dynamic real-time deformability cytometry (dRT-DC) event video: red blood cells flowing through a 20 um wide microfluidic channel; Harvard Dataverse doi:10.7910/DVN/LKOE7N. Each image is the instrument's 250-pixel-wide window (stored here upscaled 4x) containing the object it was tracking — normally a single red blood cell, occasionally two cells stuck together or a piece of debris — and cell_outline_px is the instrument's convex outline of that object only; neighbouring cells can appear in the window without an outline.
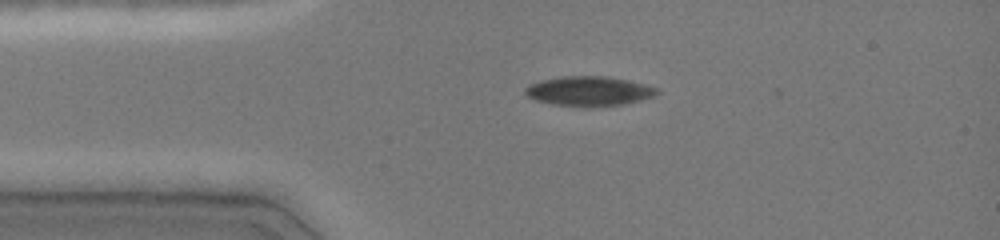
{"species": "common noctule bat (a hibernating species)", "species_latin": "Nyctalus noctula", "temperature_condition": "cold", "stored_images_in_passage": 39, "camera_frame_rate_fps": 3000, "um_per_image_px": 0.085, "animal": {"sex": "female", "body_mass_g": 19.0, "forearm_length_mm": 51.5}, "frame": {"image": 1, "passage_image": 2, "time_ms": 0.333, "image_size_px": [1000, 240], "cell_outline_px": [[660, 92], [656, 96], [624, 104], [584, 108], [552, 104], [536, 100], [528, 96], [524, 92], [524, 88], [528, 84], [540, 80], [560, 76], [608, 76], [628, 80], [644, 84], [656, 88]], "centroid_in_image_um": [50.04, 7.75], "position_along_channel_um": 35.0, "area_um2": 23.12}}
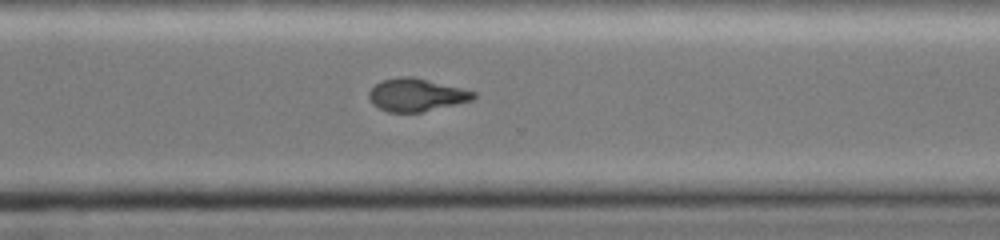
{"frame": {"image": 2, "passage_image": 26, "time_ms": 8.333, "image_size_px": [1000, 240], "cell_outline_px": [[476, 96], [472, 100], [456, 104], [420, 112], [388, 112], [372, 104], [368, 96], [368, 92], [380, 80], [396, 76], [416, 76], [476, 92]], "centroid_in_image_um": [35.36, 8.04], "position_along_channel_um": 335.2, "area_um2": 20.11}}
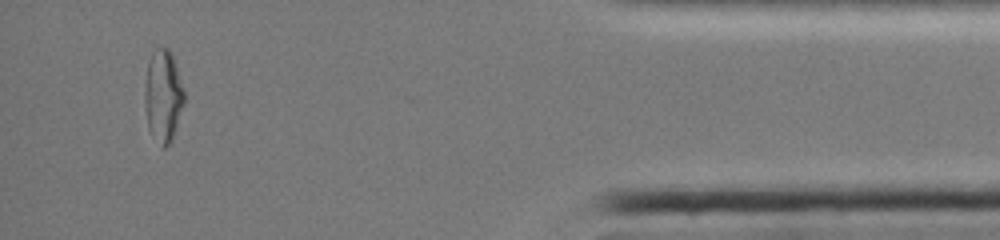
{"frame": {"image": 3, "passage_image": 36, "time_ms": 11.667, "image_size_px": [1000, 240], "cell_outline_px": [[184, 104], [172, 140], [164, 148], [160, 148], [148, 128], [144, 100], [144, 88], [148, 60], [152, 52], [156, 48], [168, 48], [172, 52], [184, 88]], "centroid_in_image_um": [13.86, 8.15], "position_along_channel_um": 421.3, "area_um2": 21.56}}